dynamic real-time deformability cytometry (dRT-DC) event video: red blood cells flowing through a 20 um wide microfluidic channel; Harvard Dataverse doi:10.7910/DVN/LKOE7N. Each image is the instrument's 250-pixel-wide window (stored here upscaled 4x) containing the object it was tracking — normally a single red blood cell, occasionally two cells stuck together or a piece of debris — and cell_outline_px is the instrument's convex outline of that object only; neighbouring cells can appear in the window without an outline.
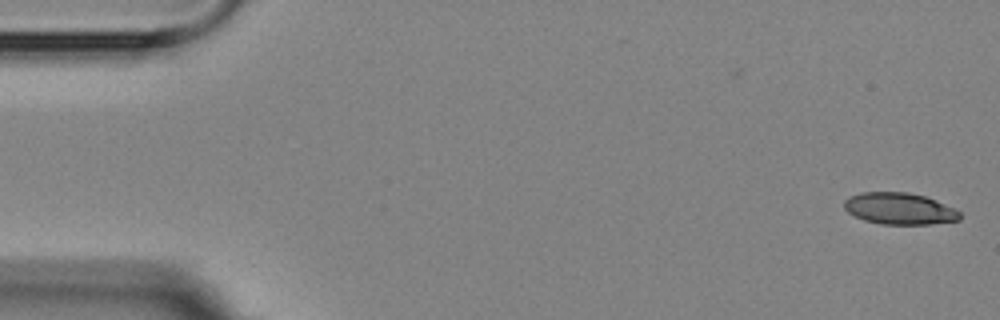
{"species": "Egyptian fruit bat (a non-hibernating species)", "species_latin": "Rousettus aegyptiacus", "temperature_condition": "room temperature", "stored_images_in_passage": 5, "camera_frame_rate_fps": 3000, "um_per_image_px": 0.085, "animal": {"sex": "female"}, "frame": {"image": 1, "passage_image": 1, "time_ms": 0.0, "image_size_px": [1000, 320], "cell_outline_px": [[960, 220], [932, 224], [880, 224], [864, 220], [848, 212], [844, 208], [844, 200], [848, 196], [860, 192], [908, 192], [924, 196], [936, 200], [960, 212]], "centroid_in_image_um": [76.42, 17.73], "position_along_channel_um": 8.6, "area_um2": 21.33}}